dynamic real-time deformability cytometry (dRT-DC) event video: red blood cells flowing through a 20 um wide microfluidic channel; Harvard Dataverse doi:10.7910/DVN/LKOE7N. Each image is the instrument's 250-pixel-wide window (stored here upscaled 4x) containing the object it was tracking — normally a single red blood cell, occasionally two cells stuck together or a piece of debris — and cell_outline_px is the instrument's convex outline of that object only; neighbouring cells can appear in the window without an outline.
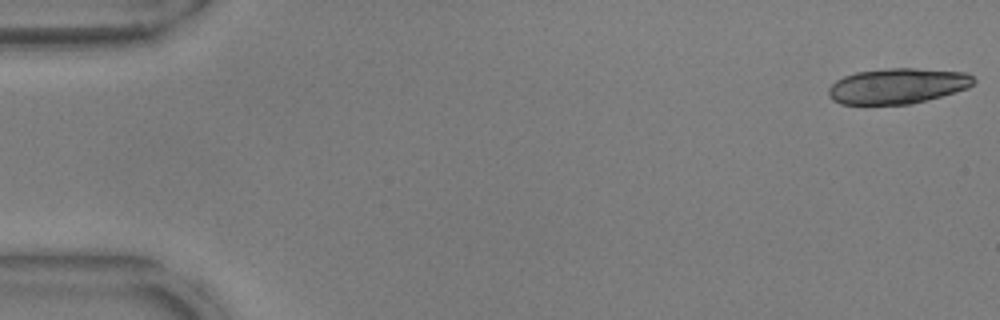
{"species": "common noctule bat (a hibernating species)", "species_latin": "Nyctalus noctula", "temperature_condition": "warm", "stored_images_in_passage": 18, "camera_frame_rate_fps": 3000, "um_per_image_px": 0.085, "animal": {"sex": "male", "body_mass_g": 17.9, "forearm_length_mm": 54.2}, "frame": {"image": 1, "passage_image": 1, "time_ms": 0.0, "image_size_px": [1000, 320], "cell_outline_px": [[976, 80], [968, 88], [940, 96], [908, 104], [840, 104], [832, 100], [828, 96], [828, 88], [836, 80], [844, 76], [856, 72], [888, 68], [916, 68], [968, 72]], "centroid_in_image_um": [76.27, 7.29], "position_along_channel_um": 8.7, "area_um2": 30.0}}
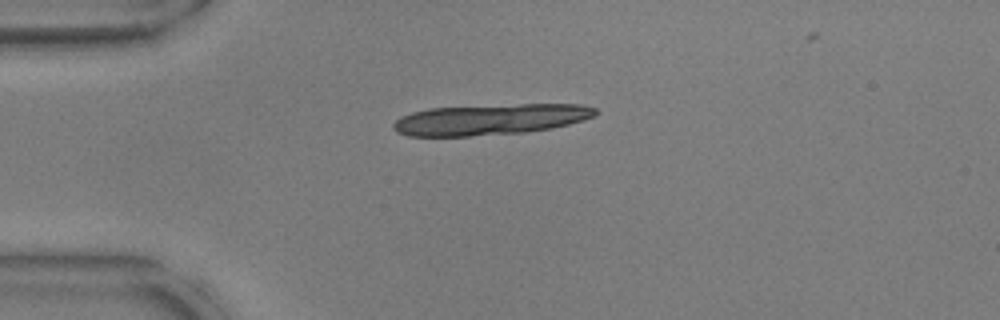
{"frame": {"image": 2, "passage_image": 13, "time_ms": 4.0, "image_size_px": [1000, 320], "cell_outline_px": [[596, 112], [592, 116], [584, 120], [552, 128], [524, 132], [468, 136], [408, 136], [396, 132], [392, 128], [392, 124], [400, 116], [412, 112], [428, 108], [520, 104], [580, 104], [596, 108]], "centroid_in_image_um": [41.62, 10.15], "position_along_channel_um": 43.4, "area_um2": 36.3}}